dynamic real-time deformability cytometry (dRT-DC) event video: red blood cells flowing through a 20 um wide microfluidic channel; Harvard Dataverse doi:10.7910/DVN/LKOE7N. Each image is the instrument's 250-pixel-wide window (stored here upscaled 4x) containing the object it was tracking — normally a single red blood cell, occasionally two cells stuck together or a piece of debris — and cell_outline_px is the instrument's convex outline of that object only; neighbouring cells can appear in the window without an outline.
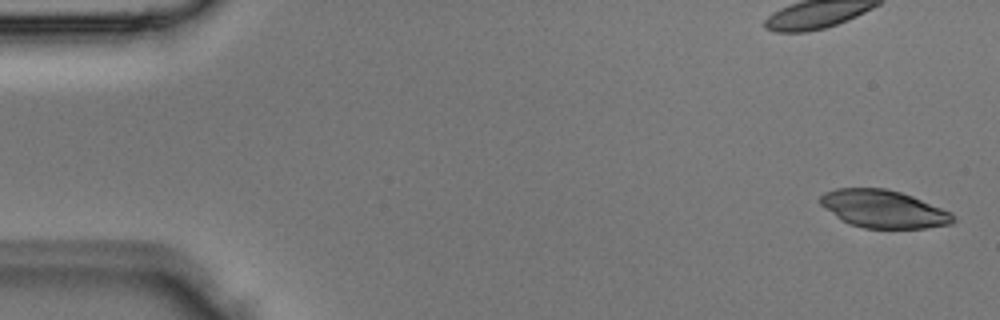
{"species": "Egyptian fruit bat (a non-hibernating species)", "species_latin": "Rousettus aegyptiacus", "temperature_condition": "room temperature", "stored_images_in_passage": 4, "camera_frame_rate_fps": 3000, "um_per_image_px": 0.085, "animal": {"sex": "male"}, "frame": {"image": 1, "passage_image": 4, "time_ms": 1.0, "image_size_px": [1000, 320], "cell_outline_px": [[956, 220], [952, 224], [924, 228], [864, 228], [848, 224], [840, 220], [820, 204], [820, 196], [824, 192], [836, 188], [884, 188], [900, 192], [912, 196], [952, 212], [956, 216]], "centroid_in_image_um": [75.1, 17.77], "position_along_channel_um": 9.9, "area_um2": 29.36}}